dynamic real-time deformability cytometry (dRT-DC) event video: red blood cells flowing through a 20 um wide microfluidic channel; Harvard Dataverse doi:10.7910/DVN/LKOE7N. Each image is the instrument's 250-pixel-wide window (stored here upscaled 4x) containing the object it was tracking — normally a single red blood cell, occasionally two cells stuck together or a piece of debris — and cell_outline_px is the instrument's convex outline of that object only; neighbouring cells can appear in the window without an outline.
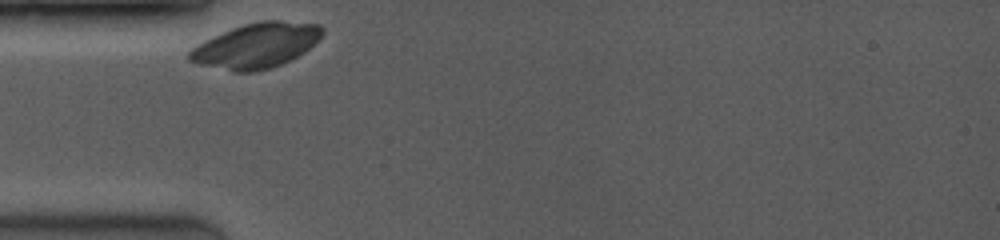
{"species": "common noctule bat (a hibernating species)", "species_latin": "Nyctalus noctula", "temperature_condition": "room temperature", "stored_images_in_passage": 4, "camera_frame_rate_fps": 3500, "um_per_image_px": 0.085, "animal": {"sex": "female", "body_mass_g": 19.0, "forearm_length_mm": 53.3}, "frame": {"image": 1, "passage_image": 1, "time_ms": 0.0, "image_size_px": [1000, 240], "cell_outline_px": [[324, 32], [304, 52], [280, 64], [268, 68], [252, 72], [232, 72], [196, 64], [188, 60], [188, 52], [196, 44], [204, 40], [232, 28], [244, 24], [260, 20], [280, 20], [320, 24], [324, 28]], "centroid_in_image_um": [21.73, 3.87], "position_along_channel_um": 63.3, "area_um2": 34.74}}